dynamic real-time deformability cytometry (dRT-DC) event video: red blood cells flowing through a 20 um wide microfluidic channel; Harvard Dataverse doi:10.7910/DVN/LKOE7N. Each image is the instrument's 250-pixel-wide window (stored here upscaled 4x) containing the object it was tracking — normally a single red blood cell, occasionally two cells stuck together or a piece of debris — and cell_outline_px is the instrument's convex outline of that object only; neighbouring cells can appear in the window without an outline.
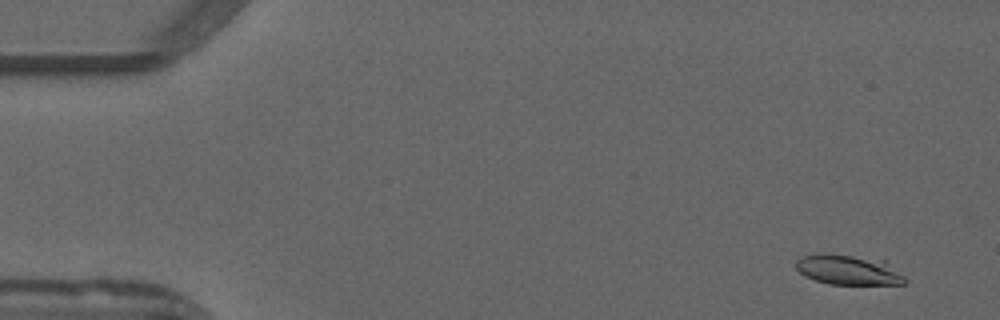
{"species": "common noctule bat (a hibernating species)", "species_latin": "Nyctalus noctula", "temperature_condition": "warm", "stored_images_in_passage": 53, "camera_frame_rate_fps": 3000, "um_per_image_px": 0.085, "animal": {"sex": "male", "forearm_length_mm": 52.5}, "frame": {"image": 1, "passage_image": 4, "time_ms": 1.0, "image_size_px": [1000, 320], "cell_outline_px": [[908, 280], [904, 284], [828, 284], [804, 276], [796, 268], [796, 260], [800, 256], [820, 252], [888, 260]], "centroid_in_image_um": [72.13, 22.92], "position_along_channel_um": 12.9, "area_um2": 19.42}}
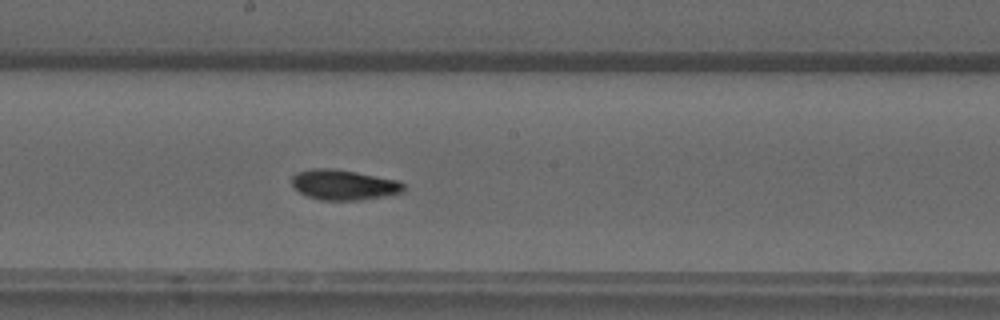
{"frame": {"image": 2, "passage_image": 29, "time_ms": 9.333, "image_size_px": [1000, 320], "cell_outline_px": [[404, 192], [384, 196], [360, 200], [320, 200], [308, 196], [300, 192], [292, 184], [292, 176], [296, 172], [312, 168], [332, 168], [356, 172], [396, 180], [404, 184]], "centroid_in_image_um": [29.2, 15.7], "position_along_channel_um": 219.0, "area_um2": 19.59}}
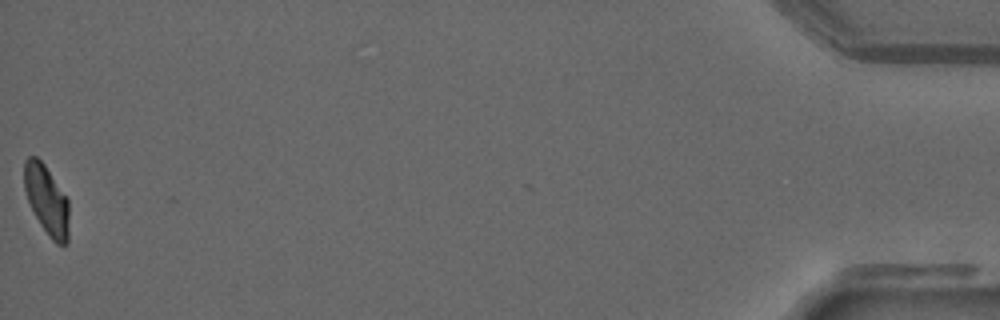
{"frame": {"image": 3, "passage_image": 53, "time_ms": 17.333, "image_size_px": [1000, 320], "cell_outline_px": [[68, 244], [56, 244], [48, 236], [40, 224], [28, 200], [24, 188], [24, 160], [28, 156], [36, 156], [44, 164], [68, 200]], "centroid_in_image_um": [3.96, 17.0], "position_along_channel_um": 431.2, "area_um2": 17.92}, "authors_computed_cell_mechanics": {"area_um2": 19.4208, "velocity_mm_per_s": 3.9337, "shape_relaxation_time_tau1_ms": 8.5874, "shape_relaxation_time_tau2_ms": 2.3265, "deformation_change_tau1": 0.2504, "deformation_change_tau2": 0.0664}}